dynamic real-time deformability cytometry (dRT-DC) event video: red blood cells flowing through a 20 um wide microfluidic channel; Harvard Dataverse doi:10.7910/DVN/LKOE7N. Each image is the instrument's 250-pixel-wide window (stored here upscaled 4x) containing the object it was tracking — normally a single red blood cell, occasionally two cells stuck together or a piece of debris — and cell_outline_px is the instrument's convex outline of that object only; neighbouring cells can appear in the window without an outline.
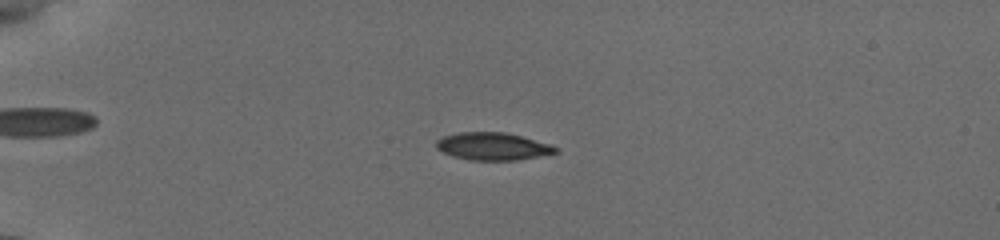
{"species": "common noctule bat (a hibernating species)", "species_latin": "Nyctalus noctula", "temperature_condition": "cold", "stored_images_in_passage": 40, "camera_frame_rate_fps": 3000, "um_per_image_px": 0.085, "animal": {"sex": "female", "body_mass_g": 19.5, "forearm_length_mm": 54.1}, "frame": {"image": 1, "passage_image": 10, "time_ms": 4.333, "image_size_px": [1000, 240], "cell_outline_px": [[560, 152], [516, 160], [472, 160], [452, 156], [436, 148], [436, 140], [444, 136], [456, 132], [504, 132], [552, 144], [560, 148]], "centroid_in_image_um": [41.91, 12.43], "position_along_channel_um": 43.1, "area_um2": 19.19}}
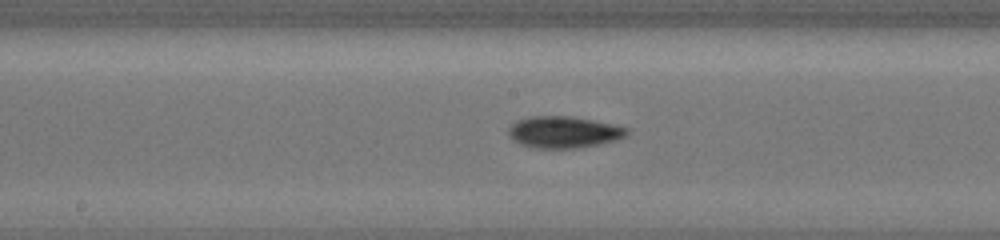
{"frame": {"image": 2, "passage_image": 22, "time_ms": 9.667, "image_size_px": [1000, 240], "cell_outline_px": [[628, 136], [596, 144], [572, 148], [532, 148], [520, 144], [512, 140], [508, 132], [508, 128], [516, 120], [528, 116], [572, 116], [612, 124], [628, 128]], "centroid_in_image_um": [47.85, 11.22], "position_along_channel_um": 200.3, "area_um2": 21.73}}
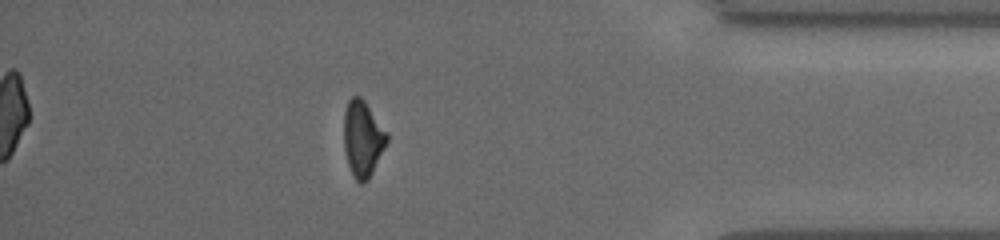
{"frame": {"image": 3, "passage_image": 36, "time_ms": 15.667, "image_size_px": [1000, 240], "cell_outline_px": [[388, 140], [368, 180], [360, 184], [356, 180], [348, 164], [344, 148], [344, 112], [348, 100], [352, 96], [360, 96], [364, 100], [388, 132]], "centroid_in_image_um": [30.83, 11.76], "position_along_channel_um": 404.4, "area_um2": 18.96}, "authors_computed_cell_mechanics": {"area_um2": 19.4786, "velocity_mm_per_s": 3.8552, "shape_relaxation_time_tau1_ms": 3.2477, "shape_relaxation_time_tau2_ms": 5.5246, "deformation_change_tau1": 0.1289, "deformation_change_tau2": 0.1183}}